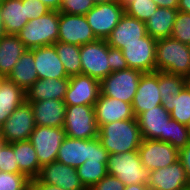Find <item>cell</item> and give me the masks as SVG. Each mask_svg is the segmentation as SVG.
Wrapping results in <instances>:
<instances>
[{
  "label": "cell",
  "mask_w": 190,
  "mask_h": 190,
  "mask_svg": "<svg viewBox=\"0 0 190 190\" xmlns=\"http://www.w3.org/2000/svg\"><path fill=\"white\" fill-rule=\"evenodd\" d=\"M98 138L109 154L138 151L143 140L137 119L104 124L99 128Z\"/></svg>",
  "instance_id": "1"
},
{
  "label": "cell",
  "mask_w": 190,
  "mask_h": 190,
  "mask_svg": "<svg viewBox=\"0 0 190 190\" xmlns=\"http://www.w3.org/2000/svg\"><path fill=\"white\" fill-rule=\"evenodd\" d=\"M156 71L188 78L190 76V45L172 37L157 39Z\"/></svg>",
  "instance_id": "2"
},
{
  "label": "cell",
  "mask_w": 190,
  "mask_h": 190,
  "mask_svg": "<svg viewBox=\"0 0 190 190\" xmlns=\"http://www.w3.org/2000/svg\"><path fill=\"white\" fill-rule=\"evenodd\" d=\"M59 11L34 18L16 34L27 49L53 45L58 41Z\"/></svg>",
  "instance_id": "3"
},
{
  "label": "cell",
  "mask_w": 190,
  "mask_h": 190,
  "mask_svg": "<svg viewBox=\"0 0 190 190\" xmlns=\"http://www.w3.org/2000/svg\"><path fill=\"white\" fill-rule=\"evenodd\" d=\"M107 172L116 176L124 185L147 184L150 180V170L144 168L138 151L109 154Z\"/></svg>",
  "instance_id": "4"
},
{
  "label": "cell",
  "mask_w": 190,
  "mask_h": 190,
  "mask_svg": "<svg viewBox=\"0 0 190 190\" xmlns=\"http://www.w3.org/2000/svg\"><path fill=\"white\" fill-rule=\"evenodd\" d=\"M142 74V71L131 68L112 72L100 81V95L132 105Z\"/></svg>",
  "instance_id": "5"
},
{
  "label": "cell",
  "mask_w": 190,
  "mask_h": 190,
  "mask_svg": "<svg viewBox=\"0 0 190 190\" xmlns=\"http://www.w3.org/2000/svg\"><path fill=\"white\" fill-rule=\"evenodd\" d=\"M67 137L93 139L98 137L99 128L95 119L94 106H66L64 127Z\"/></svg>",
  "instance_id": "6"
},
{
  "label": "cell",
  "mask_w": 190,
  "mask_h": 190,
  "mask_svg": "<svg viewBox=\"0 0 190 190\" xmlns=\"http://www.w3.org/2000/svg\"><path fill=\"white\" fill-rule=\"evenodd\" d=\"M109 45L106 39L80 46L81 74L88 75L101 81L111 74L108 61Z\"/></svg>",
  "instance_id": "7"
},
{
  "label": "cell",
  "mask_w": 190,
  "mask_h": 190,
  "mask_svg": "<svg viewBox=\"0 0 190 190\" xmlns=\"http://www.w3.org/2000/svg\"><path fill=\"white\" fill-rule=\"evenodd\" d=\"M66 137L63 128L35 126L29 141L35 148L41 167L56 161L59 148Z\"/></svg>",
  "instance_id": "8"
},
{
  "label": "cell",
  "mask_w": 190,
  "mask_h": 190,
  "mask_svg": "<svg viewBox=\"0 0 190 190\" xmlns=\"http://www.w3.org/2000/svg\"><path fill=\"white\" fill-rule=\"evenodd\" d=\"M125 13L124 5L119 1L95 4L85 15L89 26L98 39H107Z\"/></svg>",
  "instance_id": "9"
},
{
  "label": "cell",
  "mask_w": 190,
  "mask_h": 190,
  "mask_svg": "<svg viewBox=\"0 0 190 190\" xmlns=\"http://www.w3.org/2000/svg\"><path fill=\"white\" fill-rule=\"evenodd\" d=\"M35 126L32 106L25 101L0 125V137L6 143L29 140Z\"/></svg>",
  "instance_id": "10"
},
{
  "label": "cell",
  "mask_w": 190,
  "mask_h": 190,
  "mask_svg": "<svg viewBox=\"0 0 190 190\" xmlns=\"http://www.w3.org/2000/svg\"><path fill=\"white\" fill-rule=\"evenodd\" d=\"M156 42L157 39L146 35L140 42L124 44L121 49L128 68L137 69L143 73L156 71Z\"/></svg>",
  "instance_id": "11"
},
{
  "label": "cell",
  "mask_w": 190,
  "mask_h": 190,
  "mask_svg": "<svg viewBox=\"0 0 190 190\" xmlns=\"http://www.w3.org/2000/svg\"><path fill=\"white\" fill-rule=\"evenodd\" d=\"M96 40L85 15L59 12L58 42L81 46Z\"/></svg>",
  "instance_id": "12"
},
{
  "label": "cell",
  "mask_w": 190,
  "mask_h": 190,
  "mask_svg": "<svg viewBox=\"0 0 190 190\" xmlns=\"http://www.w3.org/2000/svg\"><path fill=\"white\" fill-rule=\"evenodd\" d=\"M138 152L142 165L150 171L167 167L179 160L177 148L156 139H143Z\"/></svg>",
  "instance_id": "13"
},
{
  "label": "cell",
  "mask_w": 190,
  "mask_h": 190,
  "mask_svg": "<svg viewBox=\"0 0 190 190\" xmlns=\"http://www.w3.org/2000/svg\"><path fill=\"white\" fill-rule=\"evenodd\" d=\"M101 94L100 81L85 74L69 77V85L64 97L66 106H94Z\"/></svg>",
  "instance_id": "14"
},
{
  "label": "cell",
  "mask_w": 190,
  "mask_h": 190,
  "mask_svg": "<svg viewBox=\"0 0 190 190\" xmlns=\"http://www.w3.org/2000/svg\"><path fill=\"white\" fill-rule=\"evenodd\" d=\"M37 178L42 183L65 190H86L79 179L77 170L58 161L42 166Z\"/></svg>",
  "instance_id": "15"
},
{
  "label": "cell",
  "mask_w": 190,
  "mask_h": 190,
  "mask_svg": "<svg viewBox=\"0 0 190 190\" xmlns=\"http://www.w3.org/2000/svg\"><path fill=\"white\" fill-rule=\"evenodd\" d=\"M186 171L178 160L167 167L152 170L147 183L149 190H180L189 188Z\"/></svg>",
  "instance_id": "16"
},
{
  "label": "cell",
  "mask_w": 190,
  "mask_h": 190,
  "mask_svg": "<svg viewBox=\"0 0 190 190\" xmlns=\"http://www.w3.org/2000/svg\"><path fill=\"white\" fill-rule=\"evenodd\" d=\"M158 105H162L158 87V71L143 73L132 102L134 115L137 117L140 113Z\"/></svg>",
  "instance_id": "17"
},
{
  "label": "cell",
  "mask_w": 190,
  "mask_h": 190,
  "mask_svg": "<svg viewBox=\"0 0 190 190\" xmlns=\"http://www.w3.org/2000/svg\"><path fill=\"white\" fill-rule=\"evenodd\" d=\"M94 111L98 128L118 120L136 119L130 103L103 95L94 104Z\"/></svg>",
  "instance_id": "18"
},
{
  "label": "cell",
  "mask_w": 190,
  "mask_h": 190,
  "mask_svg": "<svg viewBox=\"0 0 190 190\" xmlns=\"http://www.w3.org/2000/svg\"><path fill=\"white\" fill-rule=\"evenodd\" d=\"M147 35L145 22L124 13L106 41L110 47L122 49L124 44L140 42Z\"/></svg>",
  "instance_id": "19"
},
{
  "label": "cell",
  "mask_w": 190,
  "mask_h": 190,
  "mask_svg": "<svg viewBox=\"0 0 190 190\" xmlns=\"http://www.w3.org/2000/svg\"><path fill=\"white\" fill-rule=\"evenodd\" d=\"M136 119L143 139H156L165 142L167 123L171 116L163 105L140 113Z\"/></svg>",
  "instance_id": "20"
},
{
  "label": "cell",
  "mask_w": 190,
  "mask_h": 190,
  "mask_svg": "<svg viewBox=\"0 0 190 190\" xmlns=\"http://www.w3.org/2000/svg\"><path fill=\"white\" fill-rule=\"evenodd\" d=\"M34 53L35 69L39 79L68 78L64 65L58 57L54 45L31 49Z\"/></svg>",
  "instance_id": "21"
},
{
  "label": "cell",
  "mask_w": 190,
  "mask_h": 190,
  "mask_svg": "<svg viewBox=\"0 0 190 190\" xmlns=\"http://www.w3.org/2000/svg\"><path fill=\"white\" fill-rule=\"evenodd\" d=\"M26 102L32 106L36 126L64 127L66 111L64 100L48 99Z\"/></svg>",
  "instance_id": "22"
},
{
  "label": "cell",
  "mask_w": 190,
  "mask_h": 190,
  "mask_svg": "<svg viewBox=\"0 0 190 190\" xmlns=\"http://www.w3.org/2000/svg\"><path fill=\"white\" fill-rule=\"evenodd\" d=\"M92 155V139L66 137L62 142L56 161L77 169Z\"/></svg>",
  "instance_id": "23"
},
{
  "label": "cell",
  "mask_w": 190,
  "mask_h": 190,
  "mask_svg": "<svg viewBox=\"0 0 190 190\" xmlns=\"http://www.w3.org/2000/svg\"><path fill=\"white\" fill-rule=\"evenodd\" d=\"M68 85L69 77L61 79H38L25 91L26 101L64 100Z\"/></svg>",
  "instance_id": "24"
},
{
  "label": "cell",
  "mask_w": 190,
  "mask_h": 190,
  "mask_svg": "<svg viewBox=\"0 0 190 190\" xmlns=\"http://www.w3.org/2000/svg\"><path fill=\"white\" fill-rule=\"evenodd\" d=\"M27 50L17 35L5 34L0 37V75L5 78L11 73L15 64Z\"/></svg>",
  "instance_id": "25"
},
{
  "label": "cell",
  "mask_w": 190,
  "mask_h": 190,
  "mask_svg": "<svg viewBox=\"0 0 190 190\" xmlns=\"http://www.w3.org/2000/svg\"><path fill=\"white\" fill-rule=\"evenodd\" d=\"M1 17L5 34L16 35L27 23L22 0H0Z\"/></svg>",
  "instance_id": "26"
},
{
  "label": "cell",
  "mask_w": 190,
  "mask_h": 190,
  "mask_svg": "<svg viewBox=\"0 0 190 190\" xmlns=\"http://www.w3.org/2000/svg\"><path fill=\"white\" fill-rule=\"evenodd\" d=\"M26 101L25 91L7 77L0 84V125Z\"/></svg>",
  "instance_id": "27"
},
{
  "label": "cell",
  "mask_w": 190,
  "mask_h": 190,
  "mask_svg": "<svg viewBox=\"0 0 190 190\" xmlns=\"http://www.w3.org/2000/svg\"><path fill=\"white\" fill-rule=\"evenodd\" d=\"M7 78L24 91H27L39 79L35 69L34 53L31 49H27L22 54Z\"/></svg>",
  "instance_id": "28"
},
{
  "label": "cell",
  "mask_w": 190,
  "mask_h": 190,
  "mask_svg": "<svg viewBox=\"0 0 190 190\" xmlns=\"http://www.w3.org/2000/svg\"><path fill=\"white\" fill-rule=\"evenodd\" d=\"M14 156L19 171L30 180L38 177L41 166L35 148L29 140L13 142Z\"/></svg>",
  "instance_id": "29"
},
{
  "label": "cell",
  "mask_w": 190,
  "mask_h": 190,
  "mask_svg": "<svg viewBox=\"0 0 190 190\" xmlns=\"http://www.w3.org/2000/svg\"><path fill=\"white\" fill-rule=\"evenodd\" d=\"M177 9L157 8L145 22L147 34L155 39L171 37Z\"/></svg>",
  "instance_id": "30"
},
{
  "label": "cell",
  "mask_w": 190,
  "mask_h": 190,
  "mask_svg": "<svg viewBox=\"0 0 190 190\" xmlns=\"http://www.w3.org/2000/svg\"><path fill=\"white\" fill-rule=\"evenodd\" d=\"M171 119L184 125L190 121V87L186 85L179 94L173 95L163 104Z\"/></svg>",
  "instance_id": "31"
},
{
  "label": "cell",
  "mask_w": 190,
  "mask_h": 190,
  "mask_svg": "<svg viewBox=\"0 0 190 190\" xmlns=\"http://www.w3.org/2000/svg\"><path fill=\"white\" fill-rule=\"evenodd\" d=\"M107 162L108 160L88 159L76 169L79 179L86 190H89L108 174Z\"/></svg>",
  "instance_id": "32"
},
{
  "label": "cell",
  "mask_w": 190,
  "mask_h": 190,
  "mask_svg": "<svg viewBox=\"0 0 190 190\" xmlns=\"http://www.w3.org/2000/svg\"><path fill=\"white\" fill-rule=\"evenodd\" d=\"M69 77L81 74L80 46L62 42L53 44Z\"/></svg>",
  "instance_id": "33"
},
{
  "label": "cell",
  "mask_w": 190,
  "mask_h": 190,
  "mask_svg": "<svg viewBox=\"0 0 190 190\" xmlns=\"http://www.w3.org/2000/svg\"><path fill=\"white\" fill-rule=\"evenodd\" d=\"M186 85L187 78L184 76L158 71V87L162 105L173 95L179 94Z\"/></svg>",
  "instance_id": "34"
},
{
  "label": "cell",
  "mask_w": 190,
  "mask_h": 190,
  "mask_svg": "<svg viewBox=\"0 0 190 190\" xmlns=\"http://www.w3.org/2000/svg\"><path fill=\"white\" fill-rule=\"evenodd\" d=\"M165 142H168L178 150L190 143V133L187 125L170 119L167 123Z\"/></svg>",
  "instance_id": "35"
},
{
  "label": "cell",
  "mask_w": 190,
  "mask_h": 190,
  "mask_svg": "<svg viewBox=\"0 0 190 190\" xmlns=\"http://www.w3.org/2000/svg\"><path fill=\"white\" fill-rule=\"evenodd\" d=\"M157 8L158 5L152 0H133L125 6V13L146 22Z\"/></svg>",
  "instance_id": "36"
},
{
  "label": "cell",
  "mask_w": 190,
  "mask_h": 190,
  "mask_svg": "<svg viewBox=\"0 0 190 190\" xmlns=\"http://www.w3.org/2000/svg\"><path fill=\"white\" fill-rule=\"evenodd\" d=\"M0 190H31V180L22 173L0 171Z\"/></svg>",
  "instance_id": "37"
},
{
  "label": "cell",
  "mask_w": 190,
  "mask_h": 190,
  "mask_svg": "<svg viewBox=\"0 0 190 190\" xmlns=\"http://www.w3.org/2000/svg\"><path fill=\"white\" fill-rule=\"evenodd\" d=\"M171 37L190 45V13L178 11Z\"/></svg>",
  "instance_id": "38"
},
{
  "label": "cell",
  "mask_w": 190,
  "mask_h": 190,
  "mask_svg": "<svg viewBox=\"0 0 190 190\" xmlns=\"http://www.w3.org/2000/svg\"><path fill=\"white\" fill-rule=\"evenodd\" d=\"M94 6L93 0H62L59 12L86 15Z\"/></svg>",
  "instance_id": "39"
},
{
  "label": "cell",
  "mask_w": 190,
  "mask_h": 190,
  "mask_svg": "<svg viewBox=\"0 0 190 190\" xmlns=\"http://www.w3.org/2000/svg\"><path fill=\"white\" fill-rule=\"evenodd\" d=\"M0 171L21 173L14 156L13 143H6L0 151Z\"/></svg>",
  "instance_id": "40"
},
{
  "label": "cell",
  "mask_w": 190,
  "mask_h": 190,
  "mask_svg": "<svg viewBox=\"0 0 190 190\" xmlns=\"http://www.w3.org/2000/svg\"><path fill=\"white\" fill-rule=\"evenodd\" d=\"M22 3L25 5L26 17L28 21L43 16L51 11V9L40 0H22Z\"/></svg>",
  "instance_id": "41"
},
{
  "label": "cell",
  "mask_w": 190,
  "mask_h": 190,
  "mask_svg": "<svg viewBox=\"0 0 190 190\" xmlns=\"http://www.w3.org/2000/svg\"><path fill=\"white\" fill-rule=\"evenodd\" d=\"M108 61L110 62L111 72L120 71L122 69H127L128 64L123 56V53L118 48L110 47L108 48Z\"/></svg>",
  "instance_id": "42"
},
{
  "label": "cell",
  "mask_w": 190,
  "mask_h": 190,
  "mask_svg": "<svg viewBox=\"0 0 190 190\" xmlns=\"http://www.w3.org/2000/svg\"><path fill=\"white\" fill-rule=\"evenodd\" d=\"M124 183L116 176L107 174L89 190H124Z\"/></svg>",
  "instance_id": "43"
},
{
  "label": "cell",
  "mask_w": 190,
  "mask_h": 190,
  "mask_svg": "<svg viewBox=\"0 0 190 190\" xmlns=\"http://www.w3.org/2000/svg\"><path fill=\"white\" fill-rule=\"evenodd\" d=\"M89 160H108L109 153L102 146L100 139L98 137L92 139V155Z\"/></svg>",
  "instance_id": "44"
},
{
  "label": "cell",
  "mask_w": 190,
  "mask_h": 190,
  "mask_svg": "<svg viewBox=\"0 0 190 190\" xmlns=\"http://www.w3.org/2000/svg\"><path fill=\"white\" fill-rule=\"evenodd\" d=\"M178 159L183 165L188 181L190 183V143H188L185 147L179 149Z\"/></svg>",
  "instance_id": "45"
},
{
  "label": "cell",
  "mask_w": 190,
  "mask_h": 190,
  "mask_svg": "<svg viewBox=\"0 0 190 190\" xmlns=\"http://www.w3.org/2000/svg\"><path fill=\"white\" fill-rule=\"evenodd\" d=\"M31 190H65L61 187L42 183L38 178L31 180Z\"/></svg>",
  "instance_id": "46"
},
{
  "label": "cell",
  "mask_w": 190,
  "mask_h": 190,
  "mask_svg": "<svg viewBox=\"0 0 190 190\" xmlns=\"http://www.w3.org/2000/svg\"><path fill=\"white\" fill-rule=\"evenodd\" d=\"M152 1H154L158 5V7L178 10L179 0H152Z\"/></svg>",
  "instance_id": "47"
},
{
  "label": "cell",
  "mask_w": 190,
  "mask_h": 190,
  "mask_svg": "<svg viewBox=\"0 0 190 190\" xmlns=\"http://www.w3.org/2000/svg\"><path fill=\"white\" fill-rule=\"evenodd\" d=\"M46 6H48L51 10L59 11L62 0H40Z\"/></svg>",
  "instance_id": "48"
},
{
  "label": "cell",
  "mask_w": 190,
  "mask_h": 190,
  "mask_svg": "<svg viewBox=\"0 0 190 190\" xmlns=\"http://www.w3.org/2000/svg\"><path fill=\"white\" fill-rule=\"evenodd\" d=\"M178 11L190 13V0H179Z\"/></svg>",
  "instance_id": "49"
},
{
  "label": "cell",
  "mask_w": 190,
  "mask_h": 190,
  "mask_svg": "<svg viewBox=\"0 0 190 190\" xmlns=\"http://www.w3.org/2000/svg\"><path fill=\"white\" fill-rule=\"evenodd\" d=\"M124 190H149L147 184H130L124 187Z\"/></svg>",
  "instance_id": "50"
},
{
  "label": "cell",
  "mask_w": 190,
  "mask_h": 190,
  "mask_svg": "<svg viewBox=\"0 0 190 190\" xmlns=\"http://www.w3.org/2000/svg\"><path fill=\"white\" fill-rule=\"evenodd\" d=\"M5 35L4 28H3V21L1 17V7H0V37Z\"/></svg>",
  "instance_id": "51"
},
{
  "label": "cell",
  "mask_w": 190,
  "mask_h": 190,
  "mask_svg": "<svg viewBox=\"0 0 190 190\" xmlns=\"http://www.w3.org/2000/svg\"><path fill=\"white\" fill-rule=\"evenodd\" d=\"M95 4L113 2L115 0H93Z\"/></svg>",
  "instance_id": "52"
},
{
  "label": "cell",
  "mask_w": 190,
  "mask_h": 190,
  "mask_svg": "<svg viewBox=\"0 0 190 190\" xmlns=\"http://www.w3.org/2000/svg\"><path fill=\"white\" fill-rule=\"evenodd\" d=\"M123 5L124 7L130 2V1H133V0H119Z\"/></svg>",
  "instance_id": "53"
},
{
  "label": "cell",
  "mask_w": 190,
  "mask_h": 190,
  "mask_svg": "<svg viewBox=\"0 0 190 190\" xmlns=\"http://www.w3.org/2000/svg\"><path fill=\"white\" fill-rule=\"evenodd\" d=\"M6 144V142L0 137V151L1 148Z\"/></svg>",
  "instance_id": "54"
},
{
  "label": "cell",
  "mask_w": 190,
  "mask_h": 190,
  "mask_svg": "<svg viewBox=\"0 0 190 190\" xmlns=\"http://www.w3.org/2000/svg\"><path fill=\"white\" fill-rule=\"evenodd\" d=\"M187 85L190 87V76L187 78Z\"/></svg>",
  "instance_id": "55"
},
{
  "label": "cell",
  "mask_w": 190,
  "mask_h": 190,
  "mask_svg": "<svg viewBox=\"0 0 190 190\" xmlns=\"http://www.w3.org/2000/svg\"><path fill=\"white\" fill-rule=\"evenodd\" d=\"M4 78H5L4 76L0 75V84L3 81Z\"/></svg>",
  "instance_id": "56"
},
{
  "label": "cell",
  "mask_w": 190,
  "mask_h": 190,
  "mask_svg": "<svg viewBox=\"0 0 190 190\" xmlns=\"http://www.w3.org/2000/svg\"><path fill=\"white\" fill-rule=\"evenodd\" d=\"M187 127H188V130H189V133H190V121H189Z\"/></svg>",
  "instance_id": "57"
}]
</instances>
